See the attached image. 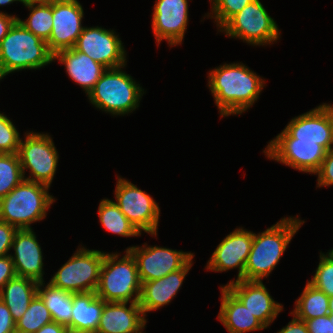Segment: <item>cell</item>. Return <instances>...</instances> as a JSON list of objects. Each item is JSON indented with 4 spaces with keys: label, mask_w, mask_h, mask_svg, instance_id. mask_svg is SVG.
<instances>
[{
    "label": "cell",
    "mask_w": 333,
    "mask_h": 333,
    "mask_svg": "<svg viewBox=\"0 0 333 333\" xmlns=\"http://www.w3.org/2000/svg\"><path fill=\"white\" fill-rule=\"evenodd\" d=\"M114 202L126 218L141 233L157 235L160 208L145 191L121 177H117Z\"/></svg>",
    "instance_id": "cell-11"
},
{
    "label": "cell",
    "mask_w": 333,
    "mask_h": 333,
    "mask_svg": "<svg viewBox=\"0 0 333 333\" xmlns=\"http://www.w3.org/2000/svg\"><path fill=\"white\" fill-rule=\"evenodd\" d=\"M309 333H333V320L329 315L305 321Z\"/></svg>",
    "instance_id": "cell-37"
},
{
    "label": "cell",
    "mask_w": 333,
    "mask_h": 333,
    "mask_svg": "<svg viewBox=\"0 0 333 333\" xmlns=\"http://www.w3.org/2000/svg\"><path fill=\"white\" fill-rule=\"evenodd\" d=\"M276 21L268 14L260 0H253L234 15L221 29L226 36L239 38L251 45L273 44L280 32Z\"/></svg>",
    "instance_id": "cell-8"
},
{
    "label": "cell",
    "mask_w": 333,
    "mask_h": 333,
    "mask_svg": "<svg viewBox=\"0 0 333 333\" xmlns=\"http://www.w3.org/2000/svg\"><path fill=\"white\" fill-rule=\"evenodd\" d=\"M20 140L18 156L24 179L41 183L50 187L56 173L59 159L58 151L49 134L29 132ZM30 170V176L25 177V170Z\"/></svg>",
    "instance_id": "cell-9"
},
{
    "label": "cell",
    "mask_w": 333,
    "mask_h": 333,
    "mask_svg": "<svg viewBox=\"0 0 333 333\" xmlns=\"http://www.w3.org/2000/svg\"><path fill=\"white\" fill-rule=\"evenodd\" d=\"M208 87L220 116L245 112L259 98L264 80L243 63L223 64L208 74Z\"/></svg>",
    "instance_id": "cell-1"
},
{
    "label": "cell",
    "mask_w": 333,
    "mask_h": 333,
    "mask_svg": "<svg viewBox=\"0 0 333 333\" xmlns=\"http://www.w3.org/2000/svg\"><path fill=\"white\" fill-rule=\"evenodd\" d=\"M17 230L15 226L0 220V257L10 255L8 252L11 249Z\"/></svg>",
    "instance_id": "cell-36"
},
{
    "label": "cell",
    "mask_w": 333,
    "mask_h": 333,
    "mask_svg": "<svg viewBox=\"0 0 333 333\" xmlns=\"http://www.w3.org/2000/svg\"><path fill=\"white\" fill-rule=\"evenodd\" d=\"M51 314L44 301L37 294L23 316L16 321L15 330L35 333L44 325L52 322Z\"/></svg>",
    "instance_id": "cell-30"
},
{
    "label": "cell",
    "mask_w": 333,
    "mask_h": 333,
    "mask_svg": "<svg viewBox=\"0 0 333 333\" xmlns=\"http://www.w3.org/2000/svg\"><path fill=\"white\" fill-rule=\"evenodd\" d=\"M14 333H27V332H22V331H19V330H15Z\"/></svg>",
    "instance_id": "cell-48"
},
{
    "label": "cell",
    "mask_w": 333,
    "mask_h": 333,
    "mask_svg": "<svg viewBox=\"0 0 333 333\" xmlns=\"http://www.w3.org/2000/svg\"><path fill=\"white\" fill-rule=\"evenodd\" d=\"M104 255L99 250L77 249L49 283L70 293L96 292Z\"/></svg>",
    "instance_id": "cell-7"
},
{
    "label": "cell",
    "mask_w": 333,
    "mask_h": 333,
    "mask_svg": "<svg viewBox=\"0 0 333 333\" xmlns=\"http://www.w3.org/2000/svg\"><path fill=\"white\" fill-rule=\"evenodd\" d=\"M16 1H19V2L23 3V0H0V6L11 4V3L16 2Z\"/></svg>",
    "instance_id": "cell-45"
},
{
    "label": "cell",
    "mask_w": 333,
    "mask_h": 333,
    "mask_svg": "<svg viewBox=\"0 0 333 333\" xmlns=\"http://www.w3.org/2000/svg\"><path fill=\"white\" fill-rule=\"evenodd\" d=\"M83 16L84 11L78 0H59L53 3V26L46 41L53 54L75 46L84 29L81 24Z\"/></svg>",
    "instance_id": "cell-14"
},
{
    "label": "cell",
    "mask_w": 333,
    "mask_h": 333,
    "mask_svg": "<svg viewBox=\"0 0 333 333\" xmlns=\"http://www.w3.org/2000/svg\"><path fill=\"white\" fill-rule=\"evenodd\" d=\"M30 9L29 17L26 21L18 18V21L35 36L47 41L51 35L53 26V3L52 4H32L23 3Z\"/></svg>",
    "instance_id": "cell-29"
},
{
    "label": "cell",
    "mask_w": 333,
    "mask_h": 333,
    "mask_svg": "<svg viewBox=\"0 0 333 333\" xmlns=\"http://www.w3.org/2000/svg\"><path fill=\"white\" fill-rule=\"evenodd\" d=\"M20 135L13 122L0 113V153H18Z\"/></svg>",
    "instance_id": "cell-34"
},
{
    "label": "cell",
    "mask_w": 333,
    "mask_h": 333,
    "mask_svg": "<svg viewBox=\"0 0 333 333\" xmlns=\"http://www.w3.org/2000/svg\"><path fill=\"white\" fill-rule=\"evenodd\" d=\"M106 302L96 333H142L147 320L138 302Z\"/></svg>",
    "instance_id": "cell-20"
},
{
    "label": "cell",
    "mask_w": 333,
    "mask_h": 333,
    "mask_svg": "<svg viewBox=\"0 0 333 333\" xmlns=\"http://www.w3.org/2000/svg\"><path fill=\"white\" fill-rule=\"evenodd\" d=\"M320 106L325 110L326 114L328 115L333 130V105L323 103Z\"/></svg>",
    "instance_id": "cell-43"
},
{
    "label": "cell",
    "mask_w": 333,
    "mask_h": 333,
    "mask_svg": "<svg viewBox=\"0 0 333 333\" xmlns=\"http://www.w3.org/2000/svg\"><path fill=\"white\" fill-rule=\"evenodd\" d=\"M284 130L298 141L317 142L327 151L333 148V130L328 115L319 105L294 117Z\"/></svg>",
    "instance_id": "cell-19"
},
{
    "label": "cell",
    "mask_w": 333,
    "mask_h": 333,
    "mask_svg": "<svg viewBox=\"0 0 333 333\" xmlns=\"http://www.w3.org/2000/svg\"><path fill=\"white\" fill-rule=\"evenodd\" d=\"M55 59L65 65L68 76L83 88L86 95L107 70L105 66L95 62L85 53L77 51L74 47L56 52L54 54Z\"/></svg>",
    "instance_id": "cell-22"
},
{
    "label": "cell",
    "mask_w": 333,
    "mask_h": 333,
    "mask_svg": "<svg viewBox=\"0 0 333 333\" xmlns=\"http://www.w3.org/2000/svg\"><path fill=\"white\" fill-rule=\"evenodd\" d=\"M192 259L180 270L152 281L142 282L139 306L144 316L147 312L158 310L169 304L182 286L186 274L192 267Z\"/></svg>",
    "instance_id": "cell-21"
},
{
    "label": "cell",
    "mask_w": 333,
    "mask_h": 333,
    "mask_svg": "<svg viewBox=\"0 0 333 333\" xmlns=\"http://www.w3.org/2000/svg\"><path fill=\"white\" fill-rule=\"evenodd\" d=\"M328 306H329V314H333V296L329 297Z\"/></svg>",
    "instance_id": "cell-46"
},
{
    "label": "cell",
    "mask_w": 333,
    "mask_h": 333,
    "mask_svg": "<svg viewBox=\"0 0 333 333\" xmlns=\"http://www.w3.org/2000/svg\"><path fill=\"white\" fill-rule=\"evenodd\" d=\"M38 284L32 279L16 276L0 290V299L9 308L15 322L23 316L37 295Z\"/></svg>",
    "instance_id": "cell-25"
},
{
    "label": "cell",
    "mask_w": 333,
    "mask_h": 333,
    "mask_svg": "<svg viewBox=\"0 0 333 333\" xmlns=\"http://www.w3.org/2000/svg\"><path fill=\"white\" fill-rule=\"evenodd\" d=\"M24 180L17 153H0V199L8 195Z\"/></svg>",
    "instance_id": "cell-31"
},
{
    "label": "cell",
    "mask_w": 333,
    "mask_h": 333,
    "mask_svg": "<svg viewBox=\"0 0 333 333\" xmlns=\"http://www.w3.org/2000/svg\"><path fill=\"white\" fill-rule=\"evenodd\" d=\"M17 20L18 17L0 11V42L8 34L10 28Z\"/></svg>",
    "instance_id": "cell-41"
},
{
    "label": "cell",
    "mask_w": 333,
    "mask_h": 333,
    "mask_svg": "<svg viewBox=\"0 0 333 333\" xmlns=\"http://www.w3.org/2000/svg\"><path fill=\"white\" fill-rule=\"evenodd\" d=\"M44 284V282L38 284L37 294L44 301L53 321L66 326L70 333L72 293L56 288L50 283L44 287Z\"/></svg>",
    "instance_id": "cell-26"
},
{
    "label": "cell",
    "mask_w": 333,
    "mask_h": 333,
    "mask_svg": "<svg viewBox=\"0 0 333 333\" xmlns=\"http://www.w3.org/2000/svg\"><path fill=\"white\" fill-rule=\"evenodd\" d=\"M59 0H23V3H32V4H52Z\"/></svg>",
    "instance_id": "cell-44"
},
{
    "label": "cell",
    "mask_w": 333,
    "mask_h": 333,
    "mask_svg": "<svg viewBox=\"0 0 333 333\" xmlns=\"http://www.w3.org/2000/svg\"><path fill=\"white\" fill-rule=\"evenodd\" d=\"M49 186L23 180L8 195L0 199V220L17 229H31L33 222L41 221L55 201L49 195Z\"/></svg>",
    "instance_id": "cell-4"
},
{
    "label": "cell",
    "mask_w": 333,
    "mask_h": 333,
    "mask_svg": "<svg viewBox=\"0 0 333 333\" xmlns=\"http://www.w3.org/2000/svg\"><path fill=\"white\" fill-rule=\"evenodd\" d=\"M303 224L304 221L291 216L281 219L264 232L253 233L251 251L244 270V280L262 281L263 278L268 277Z\"/></svg>",
    "instance_id": "cell-2"
},
{
    "label": "cell",
    "mask_w": 333,
    "mask_h": 333,
    "mask_svg": "<svg viewBox=\"0 0 333 333\" xmlns=\"http://www.w3.org/2000/svg\"><path fill=\"white\" fill-rule=\"evenodd\" d=\"M308 282L328 297L333 296V249L326 254L320 253V262L315 275Z\"/></svg>",
    "instance_id": "cell-32"
},
{
    "label": "cell",
    "mask_w": 333,
    "mask_h": 333,
    "mask_svg": "<svg viewBox=\"0 0 333 333\" xmlns=\"http://www.w3.org/2000/svg\"><path fill=\"white\" fill-rule=\"evenodd\" d=\"M10 254L16 275L32 279L38 283L43 280V255L39 242L32 229H18L14 235Z\"/></svg>",
    "instance_id": "cell-18"
},
{
    "label": "cell",
    "mask_w": 333,
    "mask_h": 333,
    "mask_svg": "<svg viewBox=\"0 0 333 333\" xmlns=\"http://www.w3.org/2000/svg\"><path fill=\"white\" fill-rule=\"evenodd\" d=\"M118 256L105 252L96 295L105 302H139L142 283L136 260L127 249L122 258Z\"/></svg>",
    "instance_id": "cell-6"
},
{
    "label": "cell",
    "mask_w": 333,
    "mask_h": 333,
    "mask_svg": "<svg viewBox=\"0 0 333 333\" xmlns=\"http://www.w3.org/2000/svg\"><path fill=\"white\" fill-rule=\"evenodd\" d=\"M3 77H5V76L2 74V71L0 69V80L3 79Z\"/></svg>",
    "instance_id": "cell-47"
},
{
    "label": "cell",
    "mask_w": 333,
    "mask_h": 333,
    "mask_svg": "<svg viewBox=\"0 0 333 333\" xmlns=\"http://www.w3.org/2000/svg\"><path fill=\"white\" fill-rule=\"evenodd\" d=\"M121 68L107 69L88 93V99L106 113L124 116L139 107L144 89Z\"/></svg>",
    "instance_id": "cell-5"
},
{
    "label": "cell",
    "mask_w": 333,
    "mask_h": 333,
    "mask_svg": "<svg viewBox=\"0 0 333 333\" xmlns=\"http://www.w3.org/2000/svg\"><path fill=\"white\" fill-rule=\"evenodd\" d=\"M105 303L96 292L72 293L70 333H96Z\"/></svg>",
    "instance_id": "cell-24"
},
{
    "label": "cell",
    "mask_w": 333,
    "mask_h": 333,
    "mask_svg": "<svg viewBox=\"0 0 333 333\" xmlns=\"http://www.w3.org/2000/svg\"><path fill=\"white\" fill-rule=\"evenodd\" d=\"M127 250L136 260L141 283L162 278L182 269L194 254L158 246H132Z\"/></svg>",
    "instance_id": "cell-12"
},
{
    "label": "cell",
    "mask_w": 333,
    "mask_h": 333,
    "mask_svg": "<svg viewBox=\"0 0 333 333\" xmlns=\"http://www.w3.org/2000/svg\"><path fill=\"white\" fill-rule=\"evenodd\" d=\"M15 323L9 308L0 299V333H14Z\"/></svg>",
    "instance_id": "cell-39"
},
{
    "label": "cell",
    "mask_w": 333,
    "mask_h": 333,
    "mask_svg": "<svg viewBox=\"0 0 333 333\" xmlns=\"http://www.w3.org/2000/svg\"><path fill=\"white\" fill-rule=\"evenodd\" d=\"M329 297L307 282L301 296L297 299L291 315L306 321L329 314Z\"/></svg>",
    "instance_id": "cell-27"
},
{
    "label": "cell",
    "mask_w": 333,
    "mask_h": 333,
    "mask_svg": "<svg viewBox=\"0 0 333 333\" xmlns=\"http://www.w3.org/2000/svg\"><path fill=\"white\" fill-rule=\"evenodd\" d=\"M253 0H211L212 15L217 27L220 29L237 13H239L246 5Z\"/></svg>",
    "instance_id": "cell-33"
},
{
    "label": "cell",
    "mask_w": 333,
    "mask_h": 333,
    "mask_svg": "<svg viewBox=\"0 0 333 333\" xmlns=\"http://www.w3.org/2000/svg\"><path fill=\"white\" fill-rule=\"evenodd\" d=\"M221 306L218 319L229 333H246L266 327L226 287H221Z\"/></svg>",
    "instance_id": "cell-23"
},
{
    "label": "cell",
    "mask_w": 333,
    "mask_h": 333,
    "mask_svg": "<svg viewBox=\"0 0 333 333\" xmlns=\"http://www.w3.org/2000/svg\"><path fill=\"white\" fill-rule=\"evenodd\" d=\"M315 174L318 175L317 187L333 185V148L327 151L320 169Z\"/></svg>",
    "instance_id": "cell-35"
},
{
    "label": "cell",
    "mask_w": 333,
    "mask_h": 333,
    "mask_svg": "<svg viewBox=\"0 0 333 333\" xmlns=\"http://www.w3.org/2000/svg\"><path fill=\"white\" fill-rule=\"evenodd\" d=\"M98 214L100 223L108 232L124 237L141 235L121 212L120 208L110 199H102L100 201Z\"/></svg>",
    "instance_id": "cell-28"
},
{
    "label": "cell",
    "mask_w": 333,
    "mask_h": 333,
    "mask_svg": "<svg viewBox=\"0 0 333 333\" xmlns=\"http://www.w3.org/2000/svg\"><path fill=\"white\" fill-rule=\"evenodd\" d=\"M225 286L266 328L283 310L282 304L274 301L262 281L231 280Z\"/></svg>",
    "instance_id": "cell-17"
},
{
    "label": "cell",
    "mask_w": 333,
    "mask_h": 333,
    "mask_svg": "<svg viewBox=\"0 0 333 333\" xmlns=\"http://www.w3.org/2000/svg\"><path fill=\"white\" fill-rule=\"evenodd\" d=\"M253 232L243 228L235 229L227 235L212 253L207 270L223 272L238 268V280H244L245 265L251 251Z\"/></svg>",
    "instance_id": "cell-16"
},
{
    "label": "cell",
    "mask_w": 333,
    "mask_h": 333,
    "mask_svg": "<svg viewBox=\"0 0 333 333\" xmlns=\"http://www.w3.org/2000/svg\"><path fill=\"white\" fill-rule=\"evenodd\" d=\"M35 333H69V331L66 326L52 321L44 325Z\"/></svg>",
    "instance_id": "cell-42"
},
{
    "label": "cell",
    "mask_w": 333,
    "mask_h": 333,
    "mask_svg": "<svg viewBox=\"0 0 333 333\" xmlns=\"http://www.w3.org/2000/svg\"><path fill=\"white\" fill-rule=\"evenodd\" d=\"M152 29L158 45L165 39L169 46L182 43L188 24L187 0H156Z\"/></svg>",
    "instance_id": "cell-15"
},
{
    "label": "cell",
    "mask_w": 333,
    "mask_h": 333,
    "mask_svg": "<svg viewBox=\"0 0 333 333\" xmlns=\"http://www.w3.org/2000/svg\"><path fill=\"white\" fill-rule=\"evenodd\" d=\"M263 152L268 159L302 172L315 174L320 169L327 150L317 142L298 141L282 130Z\"/></svg>",
    "instance_id": "cell-10"
},
{
    "label": "cell",
    "mask_w": 333,
    "mask_h": 333,
    "mask_svg": "<svg viewBox=\"0 0 333 333\" xmlns=\"http://www.w3.org/2000/svg\"><path fill=\"white\" fill-rule=\"evenodd\" d=\"M328 315H329L330 320H333V314H328Z\"/></svg>",
    "instance_id": "cell-49"
},
{
    "label": "cell",
    "mask_w": 333,
    "mask_h": 333,
    "mask_svg": "<svg viewBox=\"0 0 333 333\" xmlns=\"http://www.w3.org/2000/svg\"><path fill=\"white\" fill-rule=\"evenodd\" d=\"M16 276L12 258L9 255L0 257V290L9 280Z\"/></svg>",
    "instance_id": "cell-38"
},
{
    "label": "cell",
    "mask_w": 333,
    "mask_h": 333,
    "mask_svg": "<svg viewBox=\"0 0 333 333\" xmlns=\"http://www.w3.org/2000/svg\"><path fill=\"white\" fill-rule=\"evenodd\" d=\"M54 61L47 42L26 29L18 20L0 42V69L9 73L40 69Z\"/></svg>",
    "instance_id": "cell-3"
},
{
    "label": "cell",
    "mask_w": 333,
    "mask_h": 333,
    "mask_svg": "<svg viewBox=\"0 0 333 333\" xmlns=\"http://www.w3.org/2000/svg\"><path fill=\"white\" fill-rule=\"evenodd\" d=\"M107 69L125 67L126 50L114 30L84 27L74 46Z\"/></svg>",
    "instance_id": "cell-13"
},
{
    "label": "cell",
    "mask_w": 333,
    "mask_h": 333,
    "mask_svg": "<svg viewBox=\"0 0 333 333\" xmlns=\"http://www.w3.org/2000/svg\"><path fill=\"white\" fill-rule=\"evenodd\" d=\"M277 333H309L305 321L296 318L293 319Z\"/></svg>",
    "instance_id": "cell-40"
}]
</instances>
